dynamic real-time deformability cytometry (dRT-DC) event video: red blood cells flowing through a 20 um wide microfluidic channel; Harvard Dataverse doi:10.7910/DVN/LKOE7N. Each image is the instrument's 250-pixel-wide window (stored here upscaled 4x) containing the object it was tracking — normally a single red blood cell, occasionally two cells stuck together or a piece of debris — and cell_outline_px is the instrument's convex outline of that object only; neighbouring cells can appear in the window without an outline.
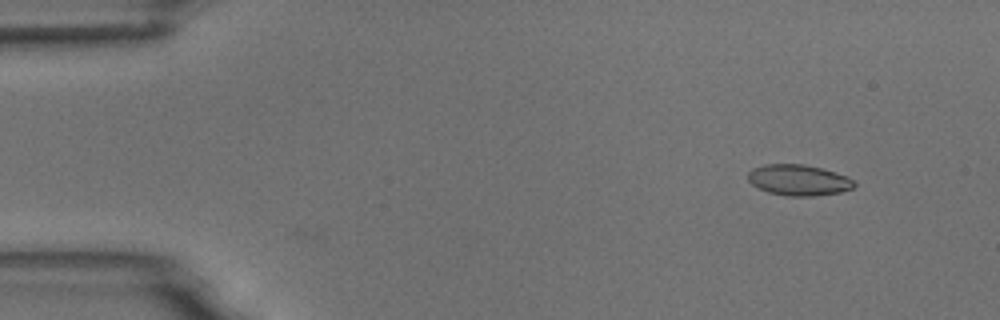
{"species": "common noctule bat (a hibernating species)", "species_latin": "Nyctalus noctula", "temperature_condition": "room temperature", "stored_images_in_passage": 5, "camera_frame_rate_fps": 3000, "um_per_image_px": 0.085, "animal": {"sex": "male", "body_mass_g": 18.8}, "frame": {"image": 1, "passage_image": 1, "time_ms": 0.0, "image_size_px": [1000, 320], "cell_outline_px": [[856, 184], [852, 188], [840, 192], [812, 196], [788, 196], [768, 192], [752, 184], [748, 180], [748, 172], [752, 168], [764, 164], [804, 164], [820, 168], [856, 180]], "centroid_in_image_um": [67.86, 15.3], "position_along_channel_um": 17.1, "area_um2": 18.96}}
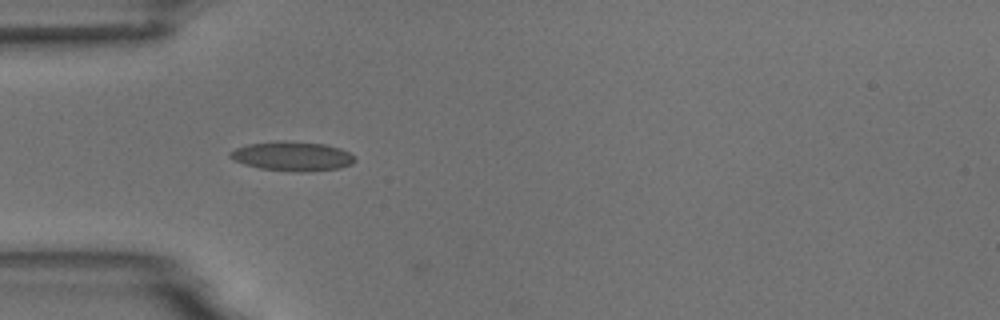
{"frame": {"image": 2, "passage_image": 4, "time_ms": 3.667, "image_size_px": [1000, 320], "cell_outline_px": [[356, 160], [352, 164], [340, 168], [304, 172], [300, 172], [260, 168], [244, 164], [228, 156], [228, 152], [236, 148], [248, 144], [280, 140], [324, 144], [340, 148], [356, 156]], "centroid_in_image_um": [24.86, 13.27], "position_along_channel_um": 60.1, "area_um2": 21.33}}